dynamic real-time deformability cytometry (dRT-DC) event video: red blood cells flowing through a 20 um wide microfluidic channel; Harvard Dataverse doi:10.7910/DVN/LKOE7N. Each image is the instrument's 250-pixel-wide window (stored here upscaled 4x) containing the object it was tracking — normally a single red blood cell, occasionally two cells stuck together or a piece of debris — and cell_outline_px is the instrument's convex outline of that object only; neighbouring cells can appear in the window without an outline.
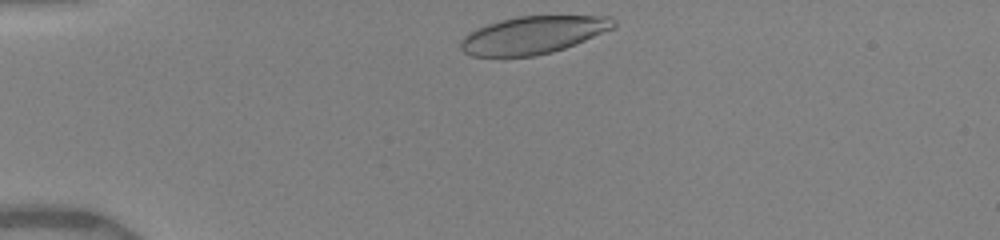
{"species": "human", "species_latin": "Homo sapiens", "temperature_condition": "warm", "stored_images_in_passage": 22, "camera_frame_rate_fps": 3000, "um_per_image_px": 0.085, "donor": {"sex": "female"}, "frame": {"image": 1, "passage_image": 1, "time_ms": 0.0, "image_size_px": [1000, 240], "cell_outline_px": [[616, 28], [564, 48], [552, 52], [532, 56], [472, 56], [464, 52], [460, 48], [460, 40], [468, 32], [476, 28], [500, 20], [516, 16], [612, 16], [616, 20]], "centroid_in_image_um": [45.32, 2.96], "position_along_channel_um": 39.7, "area_um2": 33.58}}
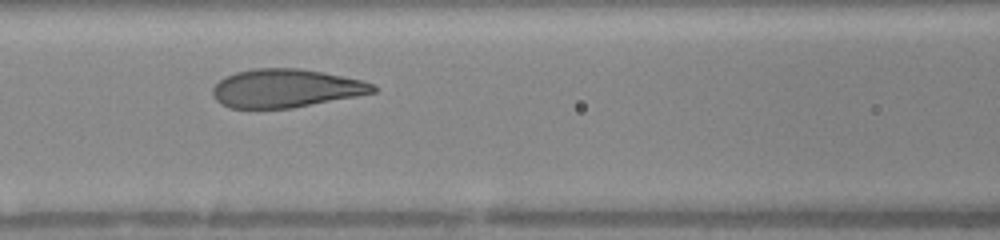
{"frame": {"image": 2, "passage_image": 11, "time_ms": 3.667, "image_size_px": [1000, 240], "cell_outline_px": [[376, 92], [356, 96], [292, 108], [228, 108], [220, 104], [212, 96], [212, 88], [224, 76], [236, 72], [252, 68], [300, 68], [360, 80], [372, 84], [376, 88]], "centroid_in_image_um": [24.22, 7.51], "position_along_channel_um": 142.4, "area_um2": 35.72}}
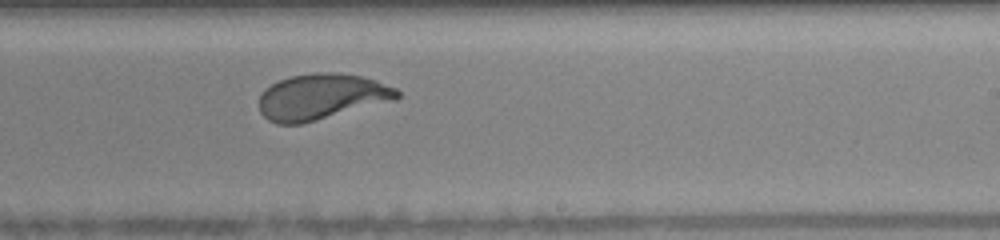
{"frame": {"image": 3, "passage_image": 20, "time_ms": 6.667, "image_size_px": [1000, 240], "cell_outline_px": [[400, 96], [396, 100], [300, 124], [276, 124], [268, 120], [260, 112], [260, 96], [264, 88], [280, 80], [292, 76], [312, 72], [340, 72], [360, 76], [376, 80], [396, 88], [400, 92]], "centroid_in_image_um": [27.33, 8.21], "position_along_channel_um": 261.7, "area_um2": 36.93}}